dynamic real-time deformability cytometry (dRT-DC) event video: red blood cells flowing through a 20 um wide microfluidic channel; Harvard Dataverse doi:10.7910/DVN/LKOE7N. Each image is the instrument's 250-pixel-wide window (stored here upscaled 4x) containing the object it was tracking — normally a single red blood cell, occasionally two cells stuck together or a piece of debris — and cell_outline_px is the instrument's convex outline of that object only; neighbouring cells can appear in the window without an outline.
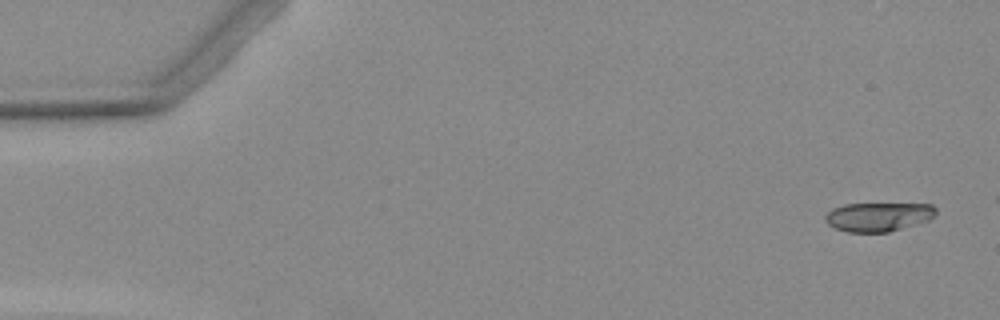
{"species": "Egyptian fruit bat (a non-hibernating species)", "species_latin": "Rousettus aegyptiacus", "temperature_condition": "warm", "stored_images_in_passage": 3, "camera_frame_rate_fps": 3000, "um_per_image_px": 0.085, "animal": {"sex": "female"}, "frame": {"image": 1, "passage_image": 1, "time_ms": 0.0, "image_size_px": [1000, 320], "cell_outline_px": [[936, 216], [928, 220], [888, 232], [848, 232], [836, 228], [828, 224], [824, 220], [824, 216], [832, 208], [844, 204], [932, 204], [936, 208]], "centroid_in_image_um": [74.64, 18.42], "position_along_channel_um": 10.4, "area_um2": 18.61}}